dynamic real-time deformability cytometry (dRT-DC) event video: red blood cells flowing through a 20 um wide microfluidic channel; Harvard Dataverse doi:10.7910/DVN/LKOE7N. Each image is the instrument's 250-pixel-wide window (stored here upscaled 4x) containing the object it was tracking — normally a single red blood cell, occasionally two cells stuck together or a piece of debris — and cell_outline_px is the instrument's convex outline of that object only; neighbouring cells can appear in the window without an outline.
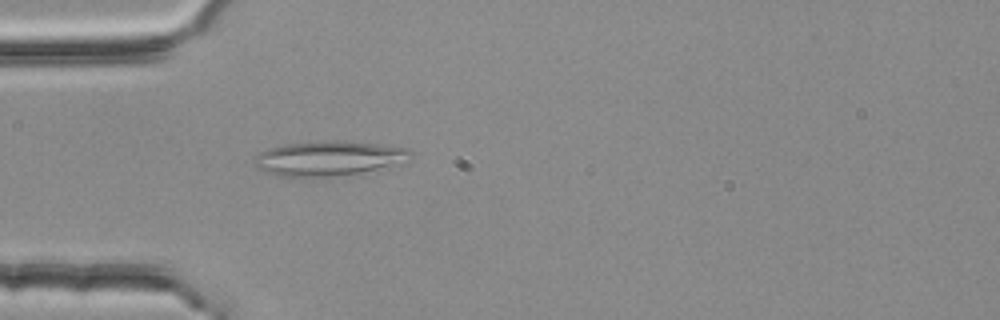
{"species": "common noctule bat (a hibernating species)", "species_latin": "Nyctalus noctula", "temperature_condition": "room temperature", "stored_images_in_passage": 45, "camera_frame_rate_fps": 3000, "um_per_image_px": 0.085, "animal": {"sex": "female", "body_mass_g": 25.1}, "frame": {"image": 1, "passage_image": 7, "time_ms": 2.0, "image_size_px": [1000, 320], "cell_outline_px": [[412, 152], [388, 164], [360, 176], [280, 176], [268, 172], [260, 168], [256, 164], [256, 156], [260, 152], [268, 148], [284, 144], [376, 144], [408, 148]], "centroid_in_image_um": [27.84, 13.53], "position_along_channel_um": 57.2, "area_um2": 29.42}}
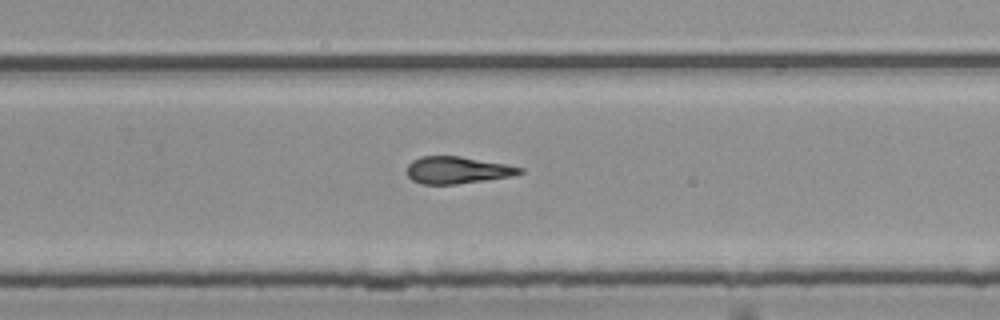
{"frame": {"image": 2, "passage_image": 26, "time_ms": 8.333, "image_size_px": [1000, 320], "cell_outline_px": [[524, 172], [512, 176], [456, 184], [420, 184], [412, 180], [408, 176], [408, 164], [412, 160], [420, 156], [460, 156], [504, 164], [524, 168]], "centroid_in_image_um": [38.85, 14.46], "position_along_channel_um": 291.0, "area_um2": 17.69}}
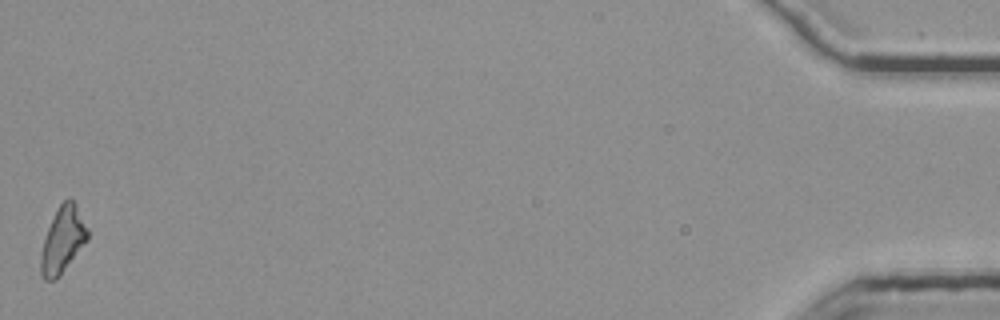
{"frame": {"image": 3, "passage_image": 45, "time_ms": 14.667, "image_size_px": [1000, 320], "cell_outline_px": [[88, 240], [60, 276], [56, 280], [44, 280], [40, 272], [40, 260], [44, 240], [48, 228], [60, 204], [68, 196], [76, 204], [88, 228]], "centroid_in_image_um": [5.35, 20.42], "position_along_channel_um": 429.9, "area_um2": 17.92}, "authors_computed_cell_mechanics": {"area_um2": 18.2648, "velocity_mm_per_s": 3.7685, "shape_relaxation_time_tau1_ms": null, "shape_relaxation_time_tau2_ms": 3.4742, "deformation_change_tau1": null, "deformation_change_tau2": 0.1376}}